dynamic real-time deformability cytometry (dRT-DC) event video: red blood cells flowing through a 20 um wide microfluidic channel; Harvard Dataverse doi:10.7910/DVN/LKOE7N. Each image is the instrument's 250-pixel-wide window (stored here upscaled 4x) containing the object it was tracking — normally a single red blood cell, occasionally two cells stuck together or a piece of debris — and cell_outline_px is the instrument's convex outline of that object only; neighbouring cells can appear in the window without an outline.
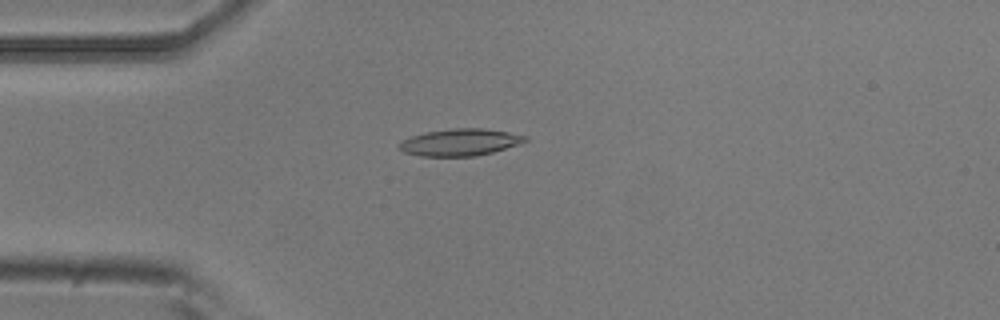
{"species": "common noctule bat (a hibernating species)", "species_latin": "Nyctalus noctula", "temperature_condition": "room temperature", "stored_images_in_passage": 54, "camera_frame_rate_fps": 3000, "um_per_image_px": 0.085, "animal": {"sex": "male", "body_mass_g": 20.5, "forearm_length_mm": 52.5}, "frame": {"image": 1, "passage_image": 14, "time_ms": 4.333, "image_size_px": [1000, 320], "cell_outline_px": [[528, 140], [520, 144], [492, 152], [476, 156], [420, 156], [404, 152], [396, 148], [404, 140], [412, 136], [424, 132], [452, 128], [484, 128], [508, 132], [528, 136]], "centroid_in_image_um": [39.12, 12.09], "position_along_channel_um": 45.9, "area_um2": 19.83}}
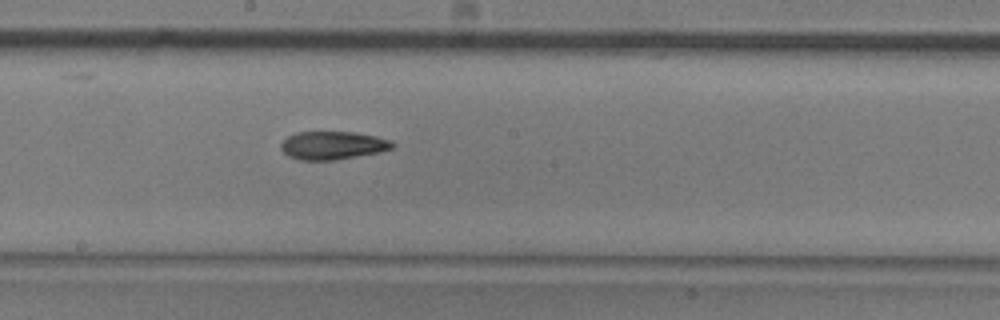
{"frame": {"image": 2, "passage_image": 29, "time_ms": 9.333, "image_size_px": [1000, 320], "cell_outline_px": [[396, 144], [392, 148], [380, 152], [336, 160], [300, 160], [288, 156], [280, 148], [280, 144], [288, 136], [296, 132], [352, 132], [376, 136], [392, 140]], "centroid_in_image_um": [28.29, 12.36], "position_along_channel_um": 219.9, "area_um2": 18.38}}
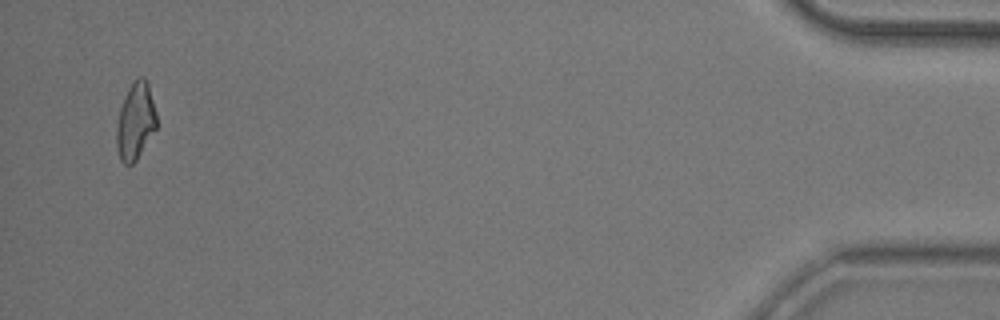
{"frame": {"image": 3, "passage_image": 52, "time_ms": 17.0, "image_size_px": [1000, 320], "cell_outline_px": [[156, 128], [136, 160], [132, 164], [124, 164], [120, 160], [116, 148], [116, 128], [120, 108], [128, 88], [132, 80], [140, 76], [144, 76], [148, 84], [156, 112]], "centroid_in_image_um": [11.5, 10.29], "position_along_channel_um": 423.7, "area_um2": 17.92}, "authors_computed_cell_mechanics": {"area_um2": 18.6405, "velocity_mm_per_s": 3.7717, "shape_relaxation_time_tau1_ms": 5.729, "shape_relaxation_time_tau2_ms": 5.5766, "deformation_change_tau1": 0.1631, "deformation_change_tau2": 0.1507}}